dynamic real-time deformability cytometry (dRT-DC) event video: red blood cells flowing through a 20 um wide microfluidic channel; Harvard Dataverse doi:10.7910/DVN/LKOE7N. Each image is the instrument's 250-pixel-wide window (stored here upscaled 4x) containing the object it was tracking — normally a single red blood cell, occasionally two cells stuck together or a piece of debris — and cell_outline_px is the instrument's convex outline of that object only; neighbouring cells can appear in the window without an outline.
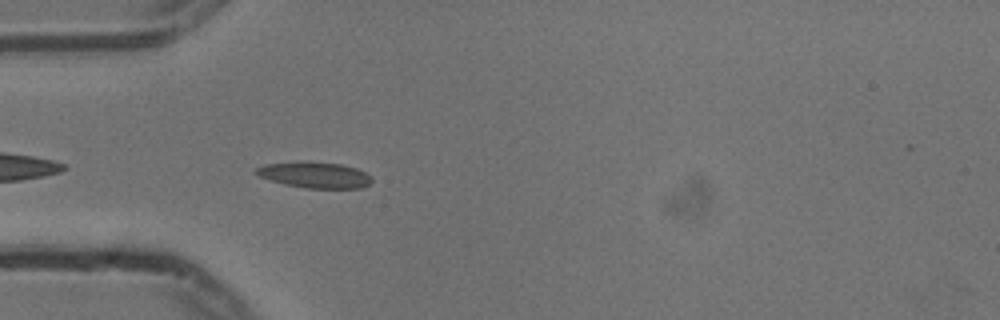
{"species": "common noctule bat (a hibernating species)", "species_latin": "Nyctalus noctula", "temperature_condition": "cold", "stored_images_in_passage": 43, "camera_frame_rate_fps": 3000, "um_per_image_px": 0.085, "animal": {"sex": "male", "body_mass_g": 13.3}, "frame": {"image": 1, "passage_image": 4, "time_ms": 1.0, "image_size_px": [1000, 320], "cell_outline_px": [[372, 180], [368, 184], [360, 188], [304, 188], [284, 184], [260, 176], [256, 172], [256, 168], [264, 164], [300, 160], [304, 160], [340, 164], [356, 168], [372, 176]], "centroid_in_image_um": [26.74, 14.85], "position_along_channel_um": 58.3, "area_um2": 17.63}}
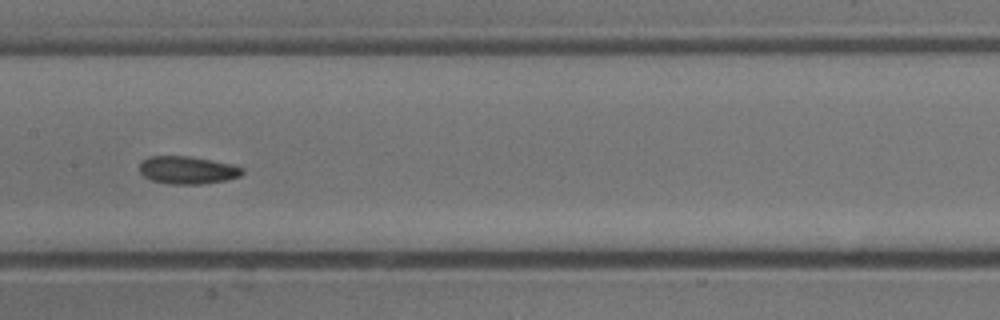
{"frame": {"image": 2, "passage_image": 15, "time_ms": 4.667, "image_size_px": [1000, 320], "cell_outline_px": [[244, 172], [240, 176], [224, 180], [200, 184], [168, 184], [152, 180], [144, 176], [140, 172], [140, 164], [148, 156], [188, 156], [232, 164], [244, 168]], "centroid_in_image_um": [15.94, 14.45], "position_along_channel_um": 191.5, "area_um2": 16.47}}
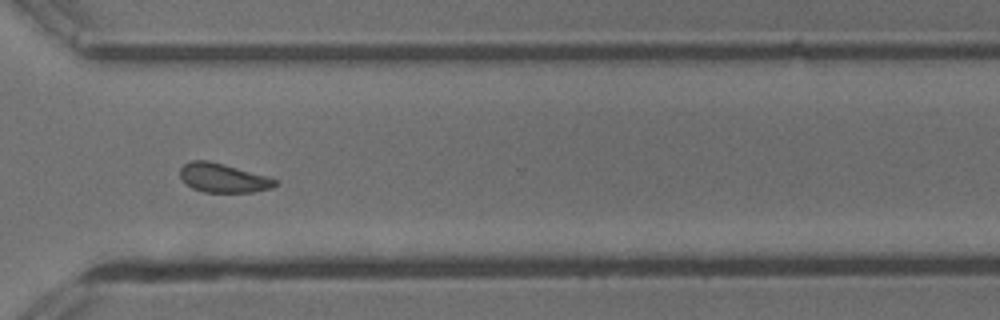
{"frame": {"image": 3, "passage_image": 28, "time_ms": 9.0, "image_size_px": [1000, 320], "cell_outline_px": [[280, 184], [272, 188], [252, 192], [204, 192], [192, 188], [180, 176], [180, 168], [184, 164], [192, 160], [208, 160], [224, 164], [268, 176], [280, 180]], "centroid_in_image_um": [19.03, 15.12], "position_along_channel_um": 351.6, "area_um2": 16.18}, "authors_computed_cell_mechanics": {"area_um2": 16.473, "velocity_mm_per_s": 3.7108, "shape_relaxation_time_tau1_ms": 7.3884, "shape_relaxation_time_tau2_ms": 2.6046, "deformation_change_tau1": 0.1491, "deformation_change_tau2": 0.0785}}